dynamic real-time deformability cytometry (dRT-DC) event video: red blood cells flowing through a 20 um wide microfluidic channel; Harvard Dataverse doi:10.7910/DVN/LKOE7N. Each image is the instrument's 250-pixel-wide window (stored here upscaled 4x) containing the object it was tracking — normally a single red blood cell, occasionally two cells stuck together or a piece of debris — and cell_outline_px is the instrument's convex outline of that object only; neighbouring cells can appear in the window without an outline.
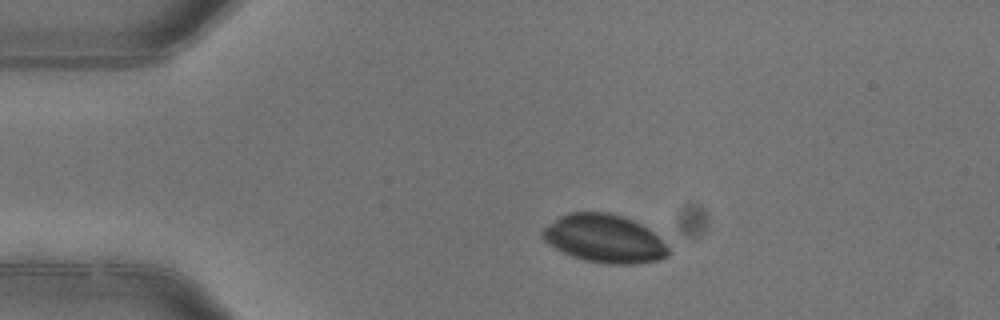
{"species": "common noctule bat (a hibernating species)", "species_latin": "Nyctalus noctula", "temperature_condition": "warm", "stored_images_in_passage": 2, "camera_frame_rate_fps": 3000, "um_per_image_px": 0.085, "animal": {"sex": "female"}, "frame": {"image": 1, "passage_image": 1, "time_ms": 0.0, "image_size_px": [1000, 320], "cell_outline_px": [[668, 256], [660, 260], [636, 264], [608, 264], [584, 260], [572, 256], [548, 244], [540, 236], [540, 232], [544, 228], [560, 216], [568, 212], [608, 212], [632, 220], [648, 228], [668, 244]], "centroid_in_image_um": [51.38, 20.29], "position_along_channel_um": 33.6, "area_um2": 35.37}}